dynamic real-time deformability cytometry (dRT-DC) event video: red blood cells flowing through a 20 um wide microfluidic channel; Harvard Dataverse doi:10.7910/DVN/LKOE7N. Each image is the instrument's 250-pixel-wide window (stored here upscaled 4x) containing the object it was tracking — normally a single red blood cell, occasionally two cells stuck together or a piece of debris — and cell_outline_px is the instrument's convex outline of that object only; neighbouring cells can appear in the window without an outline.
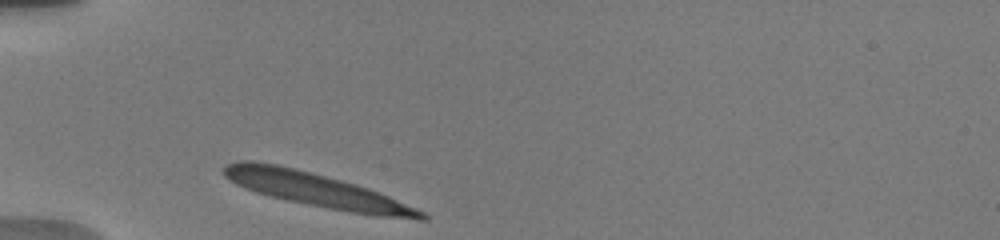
{"species": "human", "species_latin": "Homo sapiens", "temperature_condition": "warm", "stored_images_in_passage": 2, "camera_frame_rate_fps": 3000, "um_per_image_px": 0.085, "donor": {"sex": "male"}, "frame": {"image": 1, "passage_image": 1, "time_ms": 0.0, "image_size_px": [1000, 240], "cell_outline_px": [[428, 220], [416, 220], [376, 216], [348, 212], [288, 200], [256, 192], [244, 188], [228, 180], [220, 172], [220, 168], [228, 164], [240, 160], [252, 160], [276, 164], [296, 168], [356, 184], [380, 192], [424, 212], [428, 216]], "centroid_in_image_um": [26.89, 16.15], "position_along_channel_um": 58.1, "area_um2": 39.02}}